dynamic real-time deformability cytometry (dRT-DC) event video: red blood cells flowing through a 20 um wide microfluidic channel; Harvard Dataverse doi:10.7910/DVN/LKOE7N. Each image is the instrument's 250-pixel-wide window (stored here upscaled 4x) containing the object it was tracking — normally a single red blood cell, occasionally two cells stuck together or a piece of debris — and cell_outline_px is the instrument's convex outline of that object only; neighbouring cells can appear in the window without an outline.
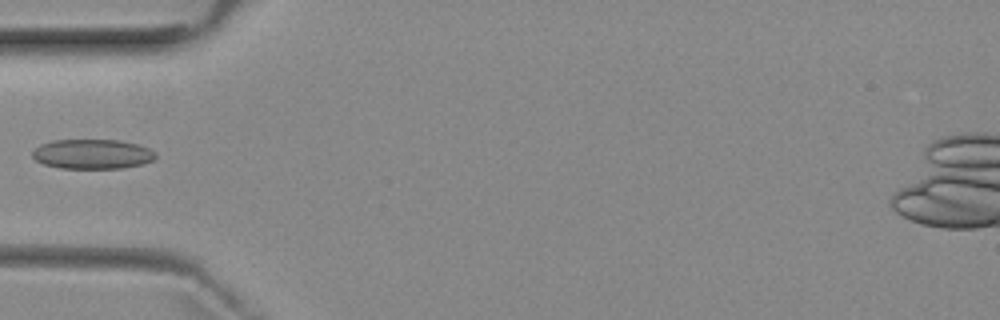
{"species": "common noctule bat (a hibernating species)", "species_latin": "Nyctalus noctula", "temperature_condition": "room temperature", "stored_images_in_passage": 4, "camera_frame_rate_fps": 3000, "um_per_image_px": 0.085, "animal": {"sex": "female", "body_mass_g": 29.2, "forearm_length_mm": 56.3}, "frame": {"image": 1, "passage_image": 4, "time_ms": 3.333, "image_size_px": [1000, 320], "cell_outline_px": [[156, 156], [152, 160], [144, 164], [120, 168], [60, 168], [44, 164], [36, 160], [32, 156], [32, 152], [40, 144], [52, 140], [120, 140], [136, 144], [148, 148], [156, 152]], "centroid_in_image_um": [7.85, 13.09], "position_along_channel_um": 77.2, "area_um2": 21.27}}